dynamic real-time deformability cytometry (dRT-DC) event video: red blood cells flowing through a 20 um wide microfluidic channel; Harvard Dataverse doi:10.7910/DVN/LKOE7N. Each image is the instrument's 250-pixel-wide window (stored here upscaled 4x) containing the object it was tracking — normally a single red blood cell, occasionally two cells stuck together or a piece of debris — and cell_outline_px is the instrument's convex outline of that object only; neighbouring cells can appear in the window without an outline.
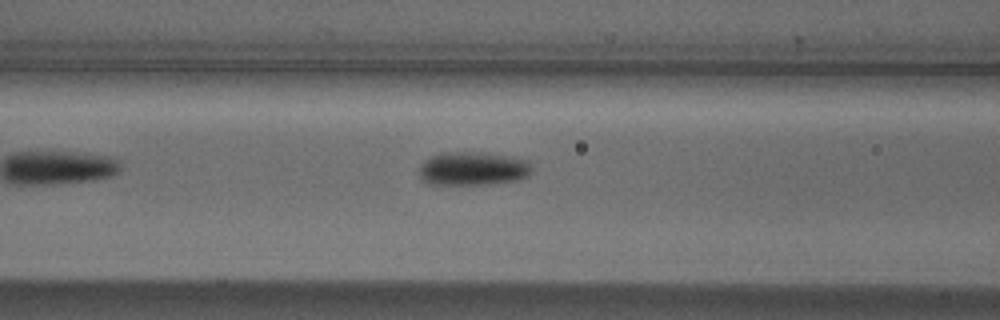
{"species": "Egyptian fruit bat (a non-hibernating species)", "species_latin": "Rousettus aegyptiacus", "temperature_condition": "cold", "stored_images_in_passage": 8, "camera_frame_rate_fps": 3000, "um_per_image_px": 0.085, "animal": {"sex": "male"}, "frame": {"image": 1, "passage_image": 7, "time_ms": 2.0, "image_size_px": [1000, 320], "cell_outline_px": [[532, 172], [528, 176], [520, 180], [488, 184], [432, 184], [420, 180], [420, 164], [424, 160], [440, 152], [480, 152], [508, 156], [524, 160], [532, 168]], "centroid_in_image_um": [40.17, 14.33], "position_along_channel_um": 126.4, "area_um2": 22.08}}